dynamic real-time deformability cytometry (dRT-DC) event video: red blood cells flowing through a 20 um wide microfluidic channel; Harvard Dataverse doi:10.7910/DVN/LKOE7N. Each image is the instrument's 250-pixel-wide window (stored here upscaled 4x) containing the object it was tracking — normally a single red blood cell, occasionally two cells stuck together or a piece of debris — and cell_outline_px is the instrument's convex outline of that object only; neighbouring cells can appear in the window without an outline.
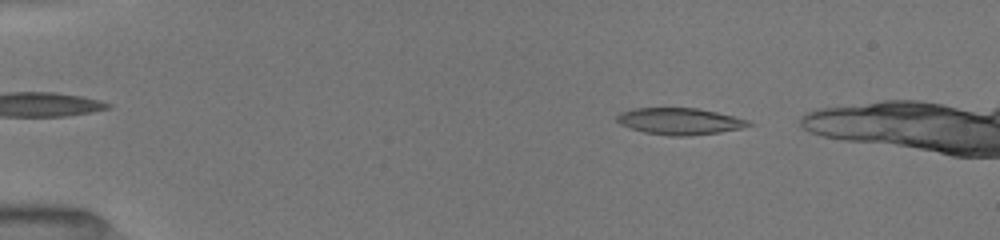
{"species": "common noctule bat (a hibernating species)", "species_latin": "Nyctalus noctula", "temperature_condition": "room temperature", "stored_images_in_passage": 42, "camera_frame_rate_fps": 3000, "um_per_image_px": 0.085, "animal": {"sex": "female", "body_mass_g": 19.5, "forearm_length_mm": 54.1}, "frame": {"image": 1, "passage_image": 4, "time_ms": 1.0, "image_size_px": [1000, 240], "cell_outline_px": [[752, 124], [740, 128], [720, 132], [688, 136], [668, 136], [644, 132], [620, 124], [616, 120], [616, 116], [620, 112], [632, 108], [700, 108], [748, 120]], "centroid_in_image_um": [57.73, 10.3], "position_along_channel_um": 27.3, "area_um2": 20.35}}
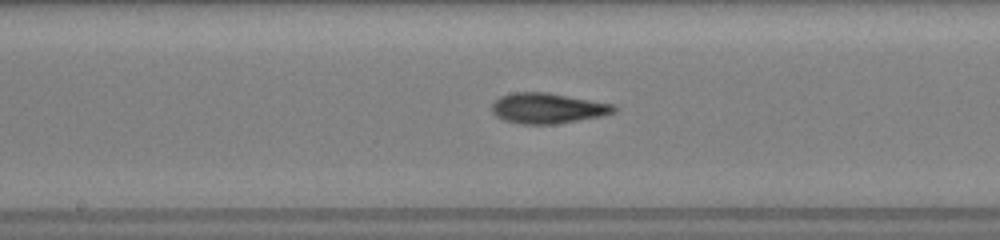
{"frame": {"image": 2, "passage_image": 23, "time_ms": 7.333, "image_size_px": [1000, 240], "cell_outline_px": [[620, 108], [616, 112], [604, 116], [556, 124], [524, 124], [504, 120], [496, 116], [492, 112], [492, 104], [500, 96], [512, 92], [548, 92], [616, 104]], "centroid_in_image_um": [46.63, 9.19], "position_along_channel_um": 201.6, "area_um2": 22.02}}
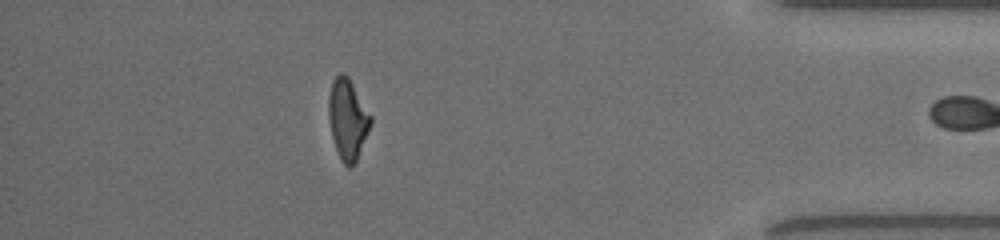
{"frame": {"image": 3, "passage_image": 41, "time_ms": 13.333, "image_size_px": [1000, 240], "cell_outline_px": [[372, 124], [356, 160], [348, 168], [340, 160], [332, 136], [328, 116], [328, 96], [332, 80], [340, 72], [348, 76], [372, 116]], "centroid_in_image_um": [29.55, 10.1], "position_along_channel_um": 405.7, "area_um2": 19.71}}